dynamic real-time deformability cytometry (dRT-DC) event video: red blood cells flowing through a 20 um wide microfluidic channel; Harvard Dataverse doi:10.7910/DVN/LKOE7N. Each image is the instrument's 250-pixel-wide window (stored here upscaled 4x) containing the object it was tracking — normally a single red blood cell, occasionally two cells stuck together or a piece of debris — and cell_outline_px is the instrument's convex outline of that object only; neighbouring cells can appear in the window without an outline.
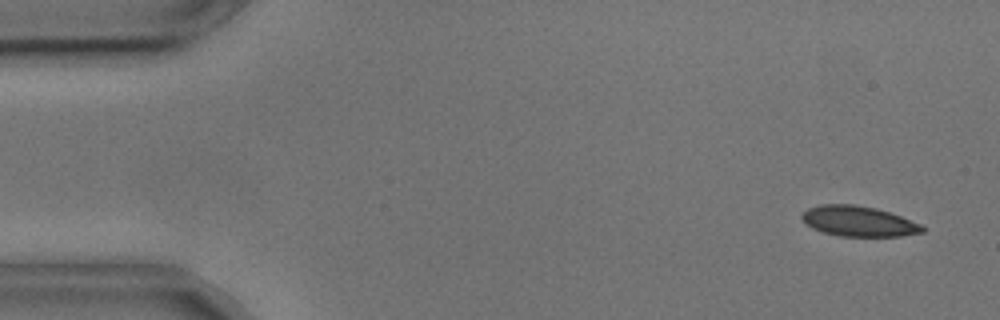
{"species": "common noctule bat (a hibernating species)", "species_latin": "Nyctalus noctula", "temperature_condition": "cold", "stored_images_in_passage": 16, "camera_frame_rate_fps": 3000, "um_per_image_px": 0.085, "animal": {"sex": "male", "body_mass_g": 17.9, "forearm_length_mm": 54.2}, "frame": {"image": 1, "passage_image": 3, "time_ms": 0.667, "image_size_px": [1000, 320], "cell_outline_px": [[928, 228], [924, 232], [900, 236], [840, 236], [824, 232], [812, 228], [800, 216], [808, 208], [820, 204], [852, 204], [876, 208], [900, 216], [920, 224]], "centroid_in_image_um": [73.0, 18.8], "position_along_channel_um": 12.0, "area_um2": 21.15}}